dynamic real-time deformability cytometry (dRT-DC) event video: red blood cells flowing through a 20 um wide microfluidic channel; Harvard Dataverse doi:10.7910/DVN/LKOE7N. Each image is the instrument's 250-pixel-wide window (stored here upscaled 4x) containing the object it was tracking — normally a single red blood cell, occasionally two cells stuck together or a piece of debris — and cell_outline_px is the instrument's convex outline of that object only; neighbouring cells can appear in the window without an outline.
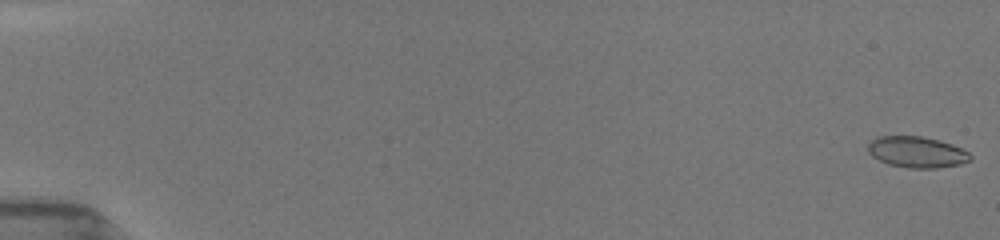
{"species": "common noctule bat (a hibernating species)", "species_latin": "Nyctalus noctula", "temperature_condition": "room temperature", "stored_images_in_passage": 51, "camera_frame_rate_fps": 3000, "um_per_image_px": 0.085, "animal": {"sex": "female", "body_mass_g": 19.5, "forearm_length_mm": 54.1}, "frame": {"image": 1, "passage_image": 1, "time_ms": 0.0, "image_size_px": [1000, 240], "cell_outline_px": [[972, 160], [960, 164], [936, 168], [908, 168], [888, 164], [872, 156], [868, 152], [868, 144], [876, 136], [920, 136], [940, 140], [952, 144], [968, 152], [972, 156]], "centroid_in_image_um": [77.93, 12.92], "position_along_channel_um": 7.1, "area_um2": 18.61}}
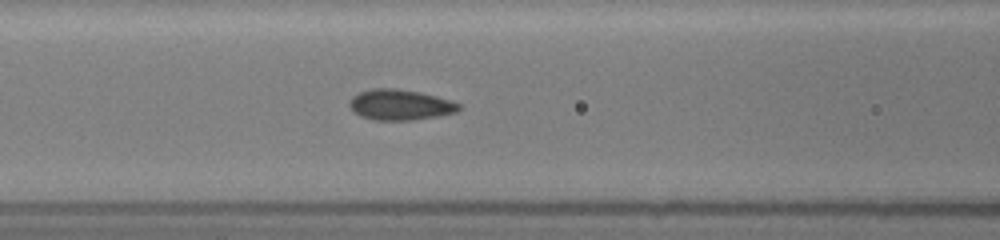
{"frame": {"image": 2, "passage_image": 36, "time_ms": 7.667, "image_size_px": [1000, 240], "cell_outline_px": [[460, 108], [456, 112], [440, 116], [412, 120], [376, 120], [360, 116], [352, 112], [348, 104], [348, 100], [352, 96], [360, 92], [372, 88], [396, 88], [420, 92], [452, 100], [460, 104]], "centroid_in_image_um": [33.98, 8.9], "position_along_channel_um": 132.6, "area_um2": 19.77}}
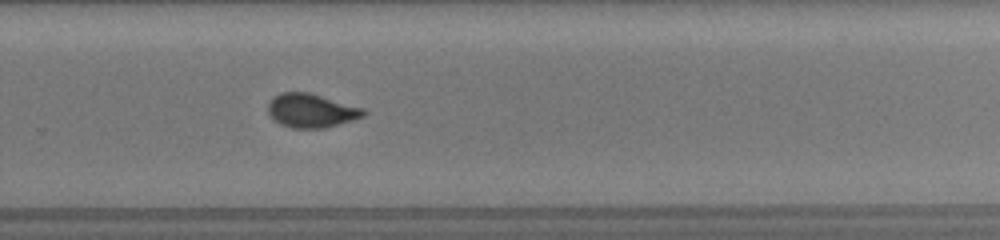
{"frame": {"image": 3, "passage_image": 51, "time_ms": 12.0, "image_size_px": [1000, 240], "cell_outline_px": [[368, 112], [364, 116], [352, 120], [324, 128], [292, 128], [280, 124], [272, 120], [268, 112], [268, 104], [272, 96], [280, 92], [308, 92], [364, 108]], "centroid_in_image_um": [26.43, 9.4], "position_along_channel_um": 303.4, "area_um2": 18.96}}